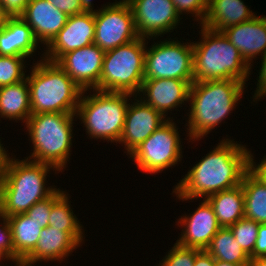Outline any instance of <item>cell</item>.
Returning a JSON list of instances; mask_svg holds the SVG:
<instances>
[{
	"label": "cell",
	"instance_id": "cell-1",
	"mask_svg": "<svg viewBox=\"0 0 266 266\" xmlns=\"http://www.w3.org/2000/svg\"><path fill=\"white\" fill-rule=\"evenodd\" d=\"M209 152L174 186L177 199H206L211 194L235 188L251 168V151L234 140L222 139Z\"/></svg>",
	"mask_w": 266,
	"mask_h": 266
},
{
	"label": "cell",
	"instance_id": "cell-2",
	"mask_svg": "<svg viewBox=\"0 0 266 266\" xmlns=\"http://www.w3.org/2000/svg\"><path fill=\"white\" fill-rule=\"evenodd\" d=\"M49 169L47 163L10 156L0 165V214L10 217L26 213L35 203L49 197L57 188L45 186Z\"/></svg>",
	"mask_w": 266,
	"mask_h": 266
},
{
	"label": "cell",
	"instance_id": "cell-3",
	"mask_svg": "<svg viewBox=\"0 0 266 266\" xmlns=\"http://www.w3.org/2000/svg\"><path fill=\"white\" fill-rule=\"evenodd\" d=\"M245 83L235 79L193 82L190 86L188 135L192 141L210 133L233 111L243 95Z\"/></svg>",
	"mask_w": 266,
	"mask_h": 266
},
{
	"label": "cell",
	"instance_id": "cell-4",
	"mask_svg": "<svg viewBox=\"0 0 266 266\" xmlns=\"http://www.w3.org/2000/svg\"><path fill=\"white\" fill-rule=\"evenodd\" d=\"M202 39L192 42L194 82L235 79L246 84L252 68L221 31L200 26Z\"/></svg>",
	"mask_w": 266,
	"mask_h": 266
},
{
	"label": "cell",
	"instance_id": "cell-5",
	"mask_svg": "<svg viewBox=\"0 0 266 266\" xmlns=\"http://www.w3.org/2000/svg\"><path fill=\"white\" fill-rule=\"evenodd\" d=\"M26 76L31 113H76L83 90L56 63L41 59Z\"/></svg>",
	"mask_w": 266,
	"mask_h": 266
},
{
	"label": "cell",
	"instance_id": "cell-6",
	"mask_svg": "<svg viewBox=\"0 0 266 266\" xmlns=\"http://www.w3.org/2000/svg\"><path fill=\"white\" fill-rule=\"evenodd\" d=\"M75 116V113L31 114L25 124L34 150L27 159L47 163L62 172L71 156Z\"/></svg>",
	"mask_w": 266,
	"mask_h": 266
},
{
	"label": "cell",
	"instance_id": "cell-7",
	"mask_svg": "<svg viewBox=\"0 0 266 266\" xmlns=\"http://www.w3.org/2000/svg\"><path fill=\"white\" fill-rule=\"evenodd\" d=\"M85 92H82L75 114L84 124L87 135L91 139L119 143L128 102L135 95L95 89L92 95L85 96Z\"/></svg>",
	"mask_w": 266,
	"mask_h": 266
},
{
	"label": "cell",
	"instance_id": "cell-8",
	"mask_svg": "<svg viewBox=\"0 0 266 266\" xmlns=\"http://www.w3.org/2000/svg\"><path fill=\"white\" fill-rule=\"evenodd\" d=\"M146 40L138 37L105 52L97 90L138 96L144 81Z\"/></svg>",
	"mask_w": 266,
	"mask_h": 266
},
{
	"label": "cell",
	"instance_id": "cell-9",
	"mask_svg": "<svg viewBox=\"0 0 266 266\" xmlns=\"http://www.w3.org/2000/svg\"><path fill=\"white\" fill-rule=\"evenodd\" d=\"M158 42H154L151 48H146L144 80L180 79L192 84L194 82L192 42L184 44L171 39Z\"/></svg>",
	"mask_w": 266,
	"mask_h": 266
},
{
	"label": "cell",
	"instance_id": "cell-10",
	"mask_svg": "<svg viewBox=\"0 0 266 266\" xmlns=\"http://www.w3.org/2000/svg\"><path fill=\"white\" fill-rule=\"evenodd\" d=\"M173 120L168 119L130 154L141 171L160 173L182 160L180 134Z\"/></svg>",
	"mask_w": 266,
	"mask_h": 266
},
{
	"label": "cell",
	"instance_id": "cell-11",
	"mask_svg": "<svg viewBox=\"0 0 266 266\" xmlns=\"http://www.w3.org/2000/svg\"><path fill=\"white\" fill-rule=\"evenodd\" d=\"M95 35L93 43L104 52L127 44L137 35L132 9L125 0L94 9Z\"/></svg>",
	"mask_w": 266,
	"mask_h": 266
},
{
	"label": "cell",
	"instance_id": "cell-12",
	"mask_svg": "<svg viewBox=\"0 0 266 266\" xmlns=\"http://www.w3.org/2000/svg\"><path fill=\"white\" fill-rule=\"evenodd\" d=\"M134 17L137 35L154 39L172 32L182 19L172 0H127Z\"/></svg>",
	"mask_w": 266,
	"mask_h": 266
},
{
	"label": "cell",
	"instance_id": "cell-13",
	"mask_svg": "<svg viewBox=\"0 0 266 266\" xmlns=\"http://www.w3.org/2000/svg\"><path fill=\"white\" fill-rule=\"evenodd\" d=\"M95 35L94 11L71 15L65 26L46 46L43 59L57 62L64 54L93 44Z\"/></svg>",
	"mask_w": 266,
	"mask_h": 266
},
{
	"label": "cell",
	"instance_id": "cell-14",
	"mask_svg": "<svg viewBox=\"0 0 266 266\" xmlns=\"http://www.w3.org/2000/svg\"><path fill=\"white\" fill-rule=\"evenodd\" d=\"M105 52L91 44L64 54L56 63L83 90H97Z\"/></svg>",
	"mask_w": 266,
	"mask_h": 266
},
{
	"label": "cell",
	"instance_id": "cell-15",
	"mask_svg": "<svg viewBox=\"0 0 266 266\" xmlns=\"http://www.w3.org/2000/svg\"><path fill=\"white\" fill-rule=\"evenodd\" d=\"M134 97V103H129L127 108L125 123L119 140V144H124L127 155H130L138 148L163 123L171 119V117L165 118L160 112L145 104L141 99H136V95Z\"/></svg>",
	"mask_w": 266,
	"mask_h": 266
},
{
	"label": "cell",
	"instance_id": "cell-16",
	"mask_svg": "<svg viewBox=\"0 0 266 266\" xmlns=\"http://www.w3.org/2000/svg\"><path fill=\"white\" fill-rule=\"evenodd\" d=\"M177 223H180L184 229H182L181 236L176 242L184 247L201 250H206L212 238L222 228L217 221L212 205L205 198L196 211L190 216H181Z\"/></svg>",
	"mask_w": 266,
	"mask_h": 266
},
{
	"label": "cell",
	"instance_id": "cell-17",
	"mask_svg": "<svg viewBox=\"0 0 266 266\" xmlns=\"http://www.w3.org/2000/svg\"><path fill=\"white\" fill-rule=\"evenodd\" d=\"M190 86L189 81L180 79L144 80L138 95L143 94V98L141 96L139 99L166 118L168 110L172 111L182 107L185 101L189 102Z\"/></svg>",
	"mask_w": 266,
	"mask_h": 266
},
{
	"label": "cell",
	"instance_id": "cell-18",
	"mask_svg": "<svg viewBox=\"0 0 266 266\" xmlns=\"http://www.w3.org/2000/svg\"><path fill=\"white\" fill-rule=\"evenodd\" d=\"M83 232H65L51 226L42 228L34 251L23 261L33 266L38 261H63L84 241Z\"/></svg>",
	"mask_w": 266,
	"mask_h": 266
},
{
	"label": "cell",
	"instance_id": "cell-19",
	"mask_svg": "<svg viewBox=\"0 0 266 266\" xmlns=\"http://www.w3.org/2000/svg\"><path fill=\"white\" fill-rule=\"evenodd\" d=\"M222 32L250 66L257 55L263 57L266 54V16H255Z\"/></svg>",
	"mask_w": 266,
	"mask_h": 266
},
{
	"label": "cell",
	"instance_id": "cell-20",
	"mask_svg": "<svg viewBox=\"0 0 266 266\" xmlns=\"http://www.w3.org/2000/svg\"><path fill=\"white\" fill-rule=\"evenodd\" d=\"M68 15L47 0H30L21 18L40 44L47 46L65 26Z\"/></svg>",
	"mask_w": 266,
	"mask_h": 266
},
{
	"label": "cell",
	"instance_id": "cell-21",
	"mask_svg": "<svg viewBox=\"0 0 266 266\" xmlns=\"http://www.w3.org/2000/svg\"><path fill=\"white\" fill-rule=\"evenodd\" d=\"M39 42L21 17H10L0 28V56L31 57Z\"/></svg>",
	"mask_w": 266,
	"mask_h": 266
},
{
	"label": "cell",
	"instance_id": "cell-22",
	"mask_svg": "<svg viewBox=\"0 0 266 266\" xmlns=\"http://www.w3.org/2000/svg\"><path fill=\"white\" fill-rule=\"evenodd\" d=\"M242 0H208V11L202 26L215 31L249 21L256 15Z\"/></svg>",
	"mask_w": 266,
	"mask_h": 266
},
{
	"label": "cell",
	"instance_id": "cell-23",
	"mask_svg": "<svg viewBox=\"0 0 266 266\" xmlns=\"http://www.w3.org/2000/svg\"><path fill=\"white\" fill-rule=\"evenodd\" d=\"M11 228L13 259L24 261L35 249L42 227L25 213L7 217Z\"/></svg>",
	"mask_w": 266,
	"mask_h": 266
},
{
	"label": "cell",
	"instance_id": "cell-24",
	"mask_svg": "<svg viewBox=\"0 0 266 266\" xmlns=\"http://www.w3.org/2000/svg\"><path fill=\"white\" fill-rule=\"evenodd\" d=\"M29 85L27 79L15 84L0 87V117L9 120H23L31 116Z\"/></svg>",
	"mask_w": 266,
	"mask_h": 266
},
{
	"label": "cell",
	"instance_id": "cell-25",
	"mask_svg": "<svg viewBox=\"0 0 266 266\" xmlns=\"http://www.w3.org/2000/svg\"><path fill=\"white\" fill-rule=\"evenodd\" d=\"M208 202L212 205L217 221L221 227L229 228L244 218V192L242 185L209 195Z\"/></svg>",
	"mask_w": 266,
	"mask_h": 266
},
{
	"label": "cell",
	"instance_id": "cell-26",
	"mask_svg": "<svg viewBox=\"0 0 266 266\" xmlns=\"http://www.w3.org/2000/svg\"><path fill=\"white\" fill-rule=\"evenodd\" d=\"M244 192V217L266 224V182L251 167L242 179Z\"/></svg>",
	"mask_w": 266,
	"mask_h": 266
},
{
	"label": "cell",
	"instance_id": "cell-27",
	"mask_svg": "<svg viewBox=\"0 0 266 266\" xmlns=\"http://www.w3.org/2000/svg\"><path fill=\"white\" fill-rule=\"evenodd\" d=\"M206 251L215 260L236 265H247L251 259L236 241L230 228L222 227L212 238Z\"/></svg>",
	"mask_w": 266,
	"mask_h": 266
},
{
	"label": "cell",
	"instance_id": "cell-28",
	"mask_svg": "<svg viewBox=\"0 0 266 266\" xmlns=\"http://www.w3.org/2000/svg\"><path fill=\"white\" fill-rule=\"evenodd\" d=\"M69 194L64 192L52 205L49 217V226L65 232H84L82 224L73 213Z\"/></svg>",
	"mask_w": 266,
	"mask_h": 266
},
{
	"label": "cell",
	"instance_id": "cell-29",
	"mask_svg": "<svg viewBox=\"0 0 266 266\" xmlns=\"http://www.w3.org/2000/svg\"><path fill=\"white\" fill-rule=\"evenodd\" d=\"M25 57L0 56V87L23 81L26 78ZM24 63V64H23Z\"/></svg>",
	"mask_w": 266,
	"mask_h": 266
},
{
	"label": "cell",
	"instance_id": "cell-30",
	"mask_svg": "<svg viewBox=\"0 0 266 266\" xmlns=\"http://www.w3.org/2000/svg\"><path fill=\"white\" fill-rule=\"evenodd\" d=\"M229 228L241 248L250 256L258 236L259 223L244 217Z\"/></svg>",
	"mask_w": 266,
	"mask_h": 266
},
{
	"label": "cell",
	"instance_id": "cell-31",
	"mask_svg": "<svg viewBox=\"0 0 266 266\" xmlns=\"http://www.w3.org/2000/svg\"><path fill=\"white\" fill-rule=\"evenodd\" d=\"M200 251L201 249L184 247L176 242L158 266H193L195 256Z\"/></svg>",
	"mask_w": 266,
	"mask_h": 266
},
{
	"label": "cell",
	"instance_id": "cell-32",
	"mask_svg": "<svg viewBox=\"0 0 266 266\" xmlns=\"http://www.w3.org/2000/svg\"><path fill=\"white\" fill-rule=\"evenodd\" d=\"M56 189L49 197L35 203L25 214L44 228L49 226V217L53 203L64 193Z\"/></svg>",
	"mask_w": 266,
	"mask_h": 266
},
{
	"label": "cell",
	"instance_id": "cell-33",
	"mask_svg": "<svg viewBox=\"0 0 266 266\" xmlns=\"http://www.w3.org/2000/svg\"><path fill=\"white\" fill-rule=\"evenodd\" d=\"M172 2L179 16L183 13L194 14L195 21H200V26L202 25L208 11V0H172Z\"/></svg>",
	"mask_w": 266,
	"mask_h": 266
},
{
	"label": "cell",
	"instance_id": "cell-34",
	"mask_svg": "<svg viewBox=\"0 0 266 266\" xmlns=\"http://www.w3.org/2000/svg\"><path fill=\"white\" fill-rule=\"evenodd\" d=\"M1 222L0 226V262L3 261H12L13 259V244L11 236V228L9 221L5 215L0 214ZM6 259V260H5Z\"/></svg>",
	"mask_w": 266,
	"mask_h": 266
},
{
	"label": "cell",
	"instance_id": "cell-35",
	"mask_svg": "<svg viewBox=\"0 0 266 266\" xmlns=\"http://www.w3.org/2000/svg\"><path fill=\"white\" fill-rule=\"evenodd\" d=\"M58 10L66 13L68 16L84 13L82 0H47Z\"/></svg>",
	"mask_w": 266,
	"mask_h": 266
},
{
	"label": "cell",
	"instance_id": "cell-36",
	"mask_svg": "<svg viewBox=\"0 0 266 266\" xmlns=\"http://www.w3.org/2000/svg\"><path fill=\"white\" fill-rule=\"evenodd\" d=\"M30 0H0L5 12L10 17H21Z\"/></svg>",
	"mask_w": 266,
	"mask_h": 266
},
{
	"label": "cell",
	"instance_id": "cell-37",
	"mask_svg": "<svg viewBox=\"0 0 266 266\" xmlns=\"http://www.w3.org/2000/svg\"><path fill=\"white\" fill-rule=\"evenodd\" d=\"M266 257V224H259L258 236L250 258Z\"/></svg>",
	"mask_w": 266,
	"mask_h": 266
},
{
	"label": "cell",
	"instance_id": "cell-38",
	"mask_svg": "<svg viewBox=\"0 0 266 266\" xmlns=\"http://www.w3.org/2000/svg\"><path fill=\"white\" fill-rule=\"evenodd\" d=\"M260 65L261 67H260V71L258 72L259 76H258L257 88L253 96L254 102L266 96V54L262 57Z\"/></svg>",
	"mask_w": 266,
	"mask_h": 266
},
{
	"label": "cell",
	"instance_id": "cell-39",
	"mask_svg": "<svg viewBox=\"0 0 266 266\" xmlns=\"http://www.w3.org/2000/svg\"><path fill=\"white\" fill-rule=\"evenodd\" d=\"M193 266H215V259L206 250H201L195 256Z\"/></svg>",
	"mask_w": 266,
	"mask_h": 266
},
{
	"label": "cell",
	"instance_id": "cell-40",
	"mask_svg": "<svg viewBox=\"0 0 266 266\" xmlns=\"http://www.w3.org/2000/svg\"><path fill=\"white\" fill-rule=\"evenodd\" d=\"M253 155H251V167L261 176V178L266 182V158L259 162L260 164L254 162Z\"/></svg>",
	"mask_w": 266,
	"mask_h": 266
},
{
	"label": "cell",
	"instance_id": "cell-41",
	"mask_svg": "<svg viewBox=\"0 0 266 266\" xmlns=\"http://www.w3.org/2000/svg\"><path fill=\"white\" fill-rule=\"evenodd\" d=\"M247 266H266V257L251 258Z\"/></svg>",
	"mask_w": 266,
	"mask_h": 266
},
{
	"label": "cell",
	"instance_id": "cell-42",
	"mask_svg": "<svg viewBox=\"0 0 266 266\" xmlns=\"http://www.w3.org/2000/svg\"><path fill=\"white\" fill-rule=\"evenodd\" d=\"M9 18L10 16L5 12V9L0 2V28L7 23Z\"/></svg>",
	"mask_w": 266,
	"mask_h": 266
},
{
	"label": "cell",
	"instance_id": "cell-43",
	"mask_svg": "<svg viewBox=\"0 0 266 266\" xmlns=\"http://www.w3.org/2000/svg\"><path fill=\"white\" fill-rule=\"evenodd\" d=\"M1 144V139H0V165L9 157V154L6 152L4 146Z\"/></svg>",
	"mask_w": 266,
	"mask_h": 266
},
{
	"label": "cell",
	"instance_id": "cell-44",
	"mask_svg": "<svg viewBox=\"0 0 266 266\" xmlns=\"http://www.w3.org/2000/svg\"><path fill=\"white\" fill-rule=\"evenodd\" d=\"M92 0H82V5H83V8L86 10V11H94L93 9V5H92Z\"/></svg>",
	"mask_w": 266,
	"mask_h": 266
},
{
	"label": "cell",
	"instance_id": "cell-45",
	"mask_svg": "<svg viewBox=\"0 0 266 266\" xmlns=\"http://www.w3.org/2000/svg\"><path fill=\"white\" fill-rule=\"evenodd\" d=\"M215 266H247V265H236L228 262H222L219 260H215Z\"/></svg>",
	"mask_w": 266,
	"mask_h": 266
},
{
	"label": "cell",
	"instance_id": "cell-46",
	"mask_svg": "<svg viewBox=\"0 0 266 266\" xmlns=\"http://www.w3.org/2000/svg\"><path fill=\"white\" fill-rule=\"evenodd\" d=\"M14 263H16V265H14V266H25L22 261L14 260ZM0 266H1V264H0ZM2 266H4V265H2Z\"/></svg>",
	"mask_w": 266,
	"mask_h": 266
}]
</instances>
